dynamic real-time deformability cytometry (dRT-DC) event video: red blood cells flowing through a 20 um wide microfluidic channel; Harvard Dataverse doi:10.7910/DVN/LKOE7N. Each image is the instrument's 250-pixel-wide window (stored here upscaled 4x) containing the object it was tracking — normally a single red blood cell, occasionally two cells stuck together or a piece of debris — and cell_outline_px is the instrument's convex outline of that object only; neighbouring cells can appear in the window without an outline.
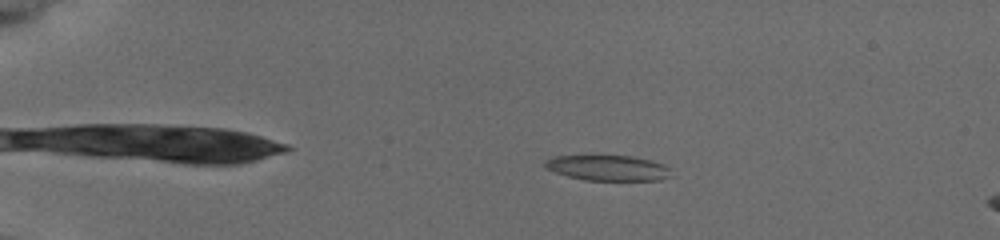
{"species": "common noctule bat (a hibernating species)", "species_latin": "Nyctalus noctula", "temperature_condition": "cold", "stored_images_in_passage": 54, "camera_frame_rate_fps": 3000, "um_per_image_px": 0.085, "animal": {"sex": "female", "body_mass_g": 19.5, "forearm_length_mm": 54.1}, "frame": {"image": 1, "passage_image": 10, "time_ms": 3.0, "image_size_px": [1000, 240], "cell_outline_px": [[668, 176], [660, 180], [584, 180], [568, 176], [544, 168], [544, 160], [552, 156], [632, 156], [664, 164], [668, 168]], "centroid_in_image_um": [51.6, 14.27], "position_along_channel_um": 33.4, "area_um2": 18.44}}
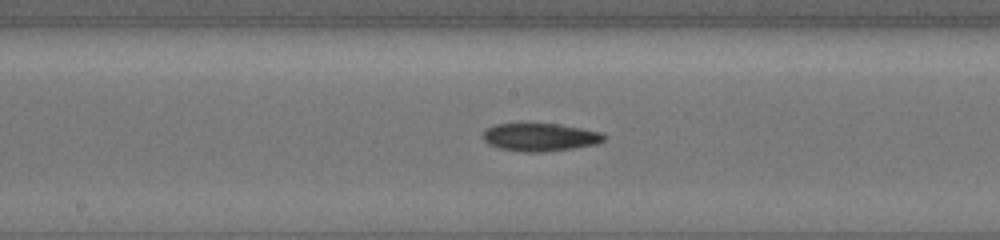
{"frame": {"image": 2, "passage_image": 30, "time_ms": 9.667, "image_size_px": [1000, 240], "cell_outline_px": [[608, 136], [604, 140], [596, 144], [576, 148], [544, 152], [524, 152], [500, 148], [488, 144], [480, 136], [488, 128], [496, 124], [520, 120], [560, 124], [600, 132]], "centroid_in_image_um": [45.86, 11.61], "position_along_channel_um": 202.3, "area_um2": 20.63}}
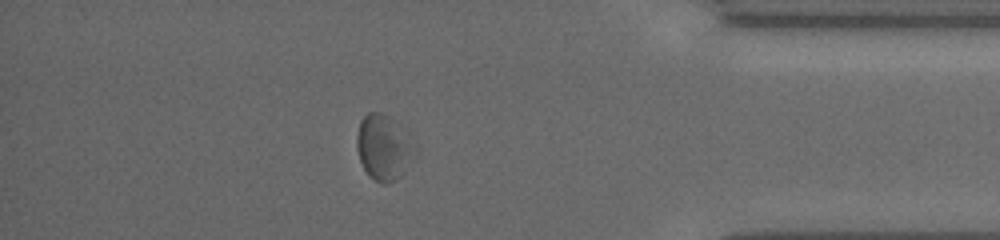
{"frame": {"image": 3, "passage_image": 48, "time_ms": 15.667, "image_size_px": [1000, 240], "cell_outline_px": [[416, 156], [400, 176], [396, 180], [388, 184], [384, 184], [368, 176], [360, 160], [356, 144], [356, 136], [360, 120], [368, 112], [380, 112], [388, 116], [400, 124], [416, 152]], "centroid_in_image_um": [32.59, 12.54], "position_along_channel_um": 402.6, "area_um2": 22.02}, "authors_computed_cell_mechanics": {"area_um2": 20.1433, "velocity_mm_per_s": 3.741, "shape_relaxation_time_tau1_ms": 9.7968, "shape_relaxation_time_tau2_ms": null, "deformation_change_tau1": 0.1229, "deformation_change_tau2": null}}